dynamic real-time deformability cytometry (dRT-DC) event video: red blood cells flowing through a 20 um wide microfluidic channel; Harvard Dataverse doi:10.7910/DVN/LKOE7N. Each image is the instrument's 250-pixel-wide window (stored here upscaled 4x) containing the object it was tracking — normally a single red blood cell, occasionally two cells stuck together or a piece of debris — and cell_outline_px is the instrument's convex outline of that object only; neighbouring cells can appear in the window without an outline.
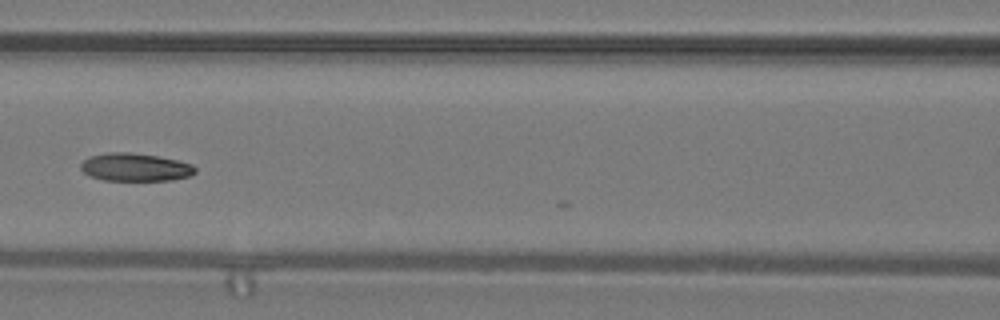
{"species": "common noctule bat (a hibernating species)", "species_latin": "Nyctalus noctula", "temperature_condition": "warm", "stored_images_in_passage": 19, "camera_frame_rate_fps": 3000, "um_per_image_px": 0.085, "animal": {"sex": "male", "body_mass_g": 19.2, "forearm_length_mm": 51.8}, "frame": {"image": 1, "passage_image": 8, "time_ms": 2.333, "image_size_px": [1000, 320], "cell_outline_px": [[196, 172], [188, 176], [172, 180], [104, 180], [92, 176], [84, 172], [80, 168], [80, 164], [88, 156], [108, 152], [128, 152], [156, 156], [176, 160], [192, 164], [196, 168]], "centroid_in_image_um": [11.47, 14.2], "position_along_channel_um": 155.1, "area_um2": 18.5}}
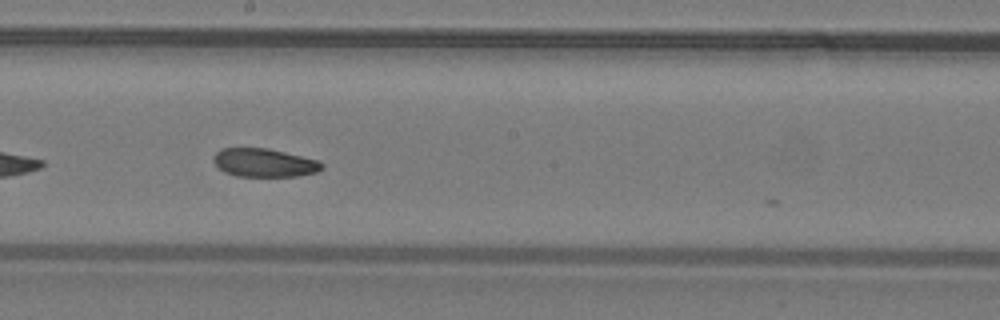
{"frame": {"image": 2, "passage_image": 13, "time_ms": 4.0, "image_size_px": [1000, 320], "cell_outline_px": [[324, 168], [316, 172], [296, 176], [236, 176], [224, 172], [212, 160], [212, 156], [220, 148], [268, 148], [320, 160], [324, 164]], "centroid_in_image_um": [22.47, 13.82], "position_along_channel_um": 225.7, "area_um2": 18.09}}
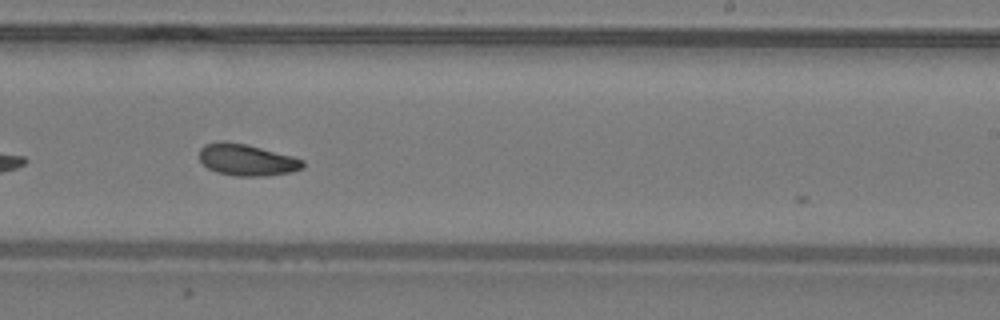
{"frame": {"image": 3, "passage_image": 16, "time_ms": 5.0, "image_size_px": [1000, 320], "cell_outline_px": [[304, 168], [292, 172], [268, 176], [236, 176], [216, 172], [208, 168], [200, 160], [200, 148], [204, 144], [220, 140], [224, 140], [248, 144], [292, 156], [304, 160]], "centroid_in_image_um": [20.98, 13.58], "position_along_channel_um": 268.0, "area_um2": 19.36}}